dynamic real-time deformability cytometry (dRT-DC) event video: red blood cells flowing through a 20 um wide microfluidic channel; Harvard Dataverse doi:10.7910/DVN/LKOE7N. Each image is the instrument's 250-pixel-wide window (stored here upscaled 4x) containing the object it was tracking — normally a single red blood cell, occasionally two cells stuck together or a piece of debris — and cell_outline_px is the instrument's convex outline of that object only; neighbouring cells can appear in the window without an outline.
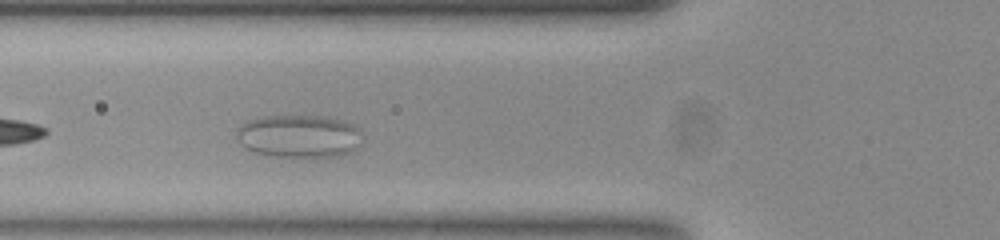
{"species": "common noctule bat (a hibernating species)", "species_latin": "Nyctalus noctula", "temperature_condition": "room temperature", "stored_images_in_passage": 42, "camera_frame_rate_fps": 3000, "um_per_image_px": 0.085, "animal": {"sex": "female", "body_mass_g": 23.0, "forearm_length_mm": 53.4}, "frame": {"image": 1, "passage_image": 4, "time_ms": 1.0, "image_size_px": [1000, 240], "cell_outline_px": [[360, 132], [356, 148], [340, 156], [304, 160], [272, 156], [252, 152], [240, 144], [236, 140], [236, 128], [244, 120], [260, 116], [324, 116], [344, 120], [356, 124], [360, 128]], "centroid_in_image_um": [25.36, 11.6], "position_along_channel_um": 100.4, "area_um2": 32.71}}
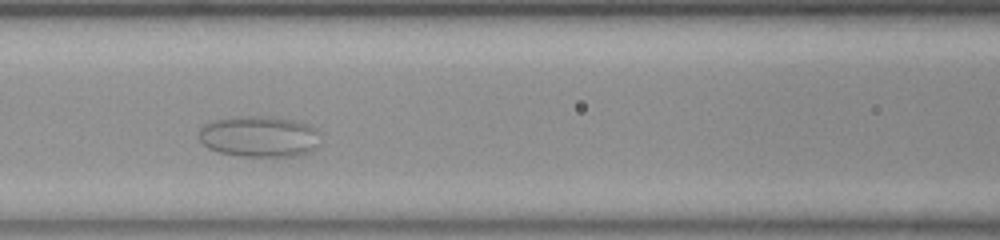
{"frame": {"image": 2, "passage_image": 8, "time_ms": 2.333, "image_size_px": [1000, 240], "cell_outline_px": [[320, 132], [316, 148], [312, 152], [296, 156], [240, 156], [216, 152], [208, 148], [200, 140], [200, 128], [208, 120], [236, 116], [272, 116], [292, 120], [308, 124], [316, 128]], "centroid_in_image_um": [22.03, 11.59], "position_along_channel_um": 144.6, "area_um2": 29.59}}
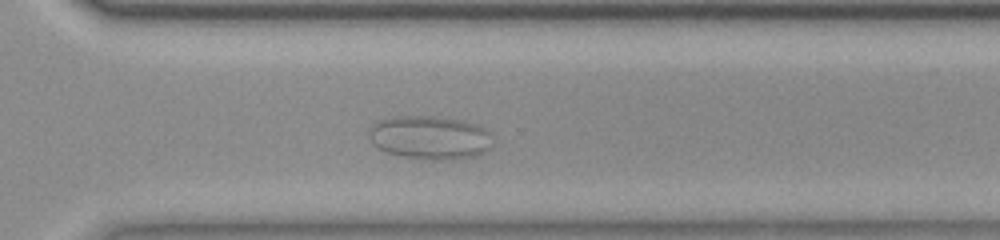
{"frame": {"image": 3, "passage_image": 25, "time_ms": 8.0, "image_size_px": [1000, 240], "cell_outline_px": [[492, 132], [488, 148], [484, 152], [476, 156], [452, 160], [432, 160], [400, 156], [388, 152], [372, 144], [368, 136], [368, 132], [372, 124], [376, 120], [392, 116], [436, 116], [460, 120], [476, 124]], "centroid_in_image_um": [36.5, 11.68], "position_along_channel_um": 334.1, "area_um2": 31.73}}